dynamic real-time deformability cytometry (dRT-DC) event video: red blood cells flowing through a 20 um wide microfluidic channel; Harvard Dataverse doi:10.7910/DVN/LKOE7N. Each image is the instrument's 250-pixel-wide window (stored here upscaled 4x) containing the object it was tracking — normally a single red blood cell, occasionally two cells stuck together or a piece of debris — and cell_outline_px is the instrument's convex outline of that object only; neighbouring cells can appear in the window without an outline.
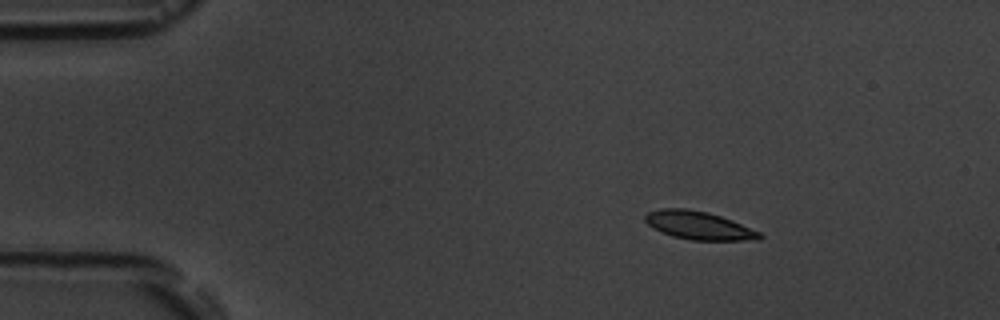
{"species": "common noctule bat (a hibernating species)", "species_latin": "Nyctalus noctula", "temperature_condition": "room temperature", "stored_images_in_passage": 4, "camera_frame_rate_fps": 3000, "um_per_image_px": 0.085, "animal": {"sex": "male", "body_mass_g": 19.5, "forearm_length_mm": 54.6}, "frame": {"image": 1, "passage_image": 1, "time_ms": 0.0, "image_size_px": [1000, 320], "cell_outline_px": [[764, 236], [760, 240], [692, 240], [672, 236], [660, 232], [652, 228], [644, 220], [644, 216], [648, 212], [660, 208], [688, 208], [708, 212], [732, 220], [760, 232]], "centroid_in_image_um": [59.38, 19.16], "position_along_channel_um": 25.6, "area_um2": 18.96}}
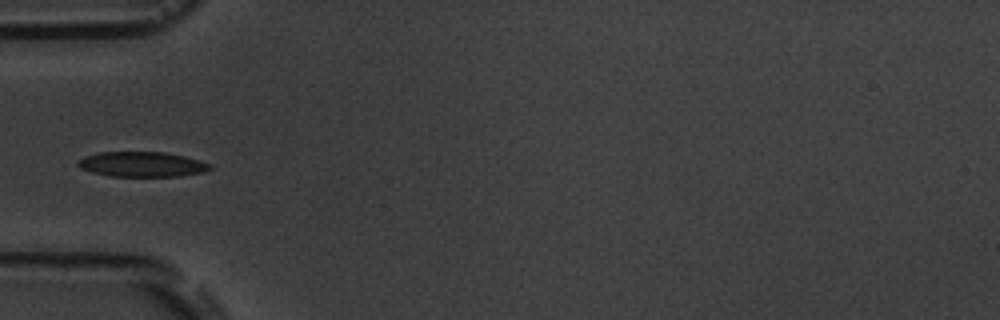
{"frame": {"image": 2, "passage_image": 4, "time_ms": 3.333, "image_size_px": [1000, 320], "cell_outline_px": [[212, 168], [204, 172], [180, 176], [112, 176], [92, 172], [80, 168], [76, 164], [76, 160], [84, 156], [100, 152], [164, 152], [184, 156], [200, 160], [212, 164]], "centroid_in_image_um": [12.06, 13.96], "position_along_channel_um": 72.9, "area_um2": 19.36}}